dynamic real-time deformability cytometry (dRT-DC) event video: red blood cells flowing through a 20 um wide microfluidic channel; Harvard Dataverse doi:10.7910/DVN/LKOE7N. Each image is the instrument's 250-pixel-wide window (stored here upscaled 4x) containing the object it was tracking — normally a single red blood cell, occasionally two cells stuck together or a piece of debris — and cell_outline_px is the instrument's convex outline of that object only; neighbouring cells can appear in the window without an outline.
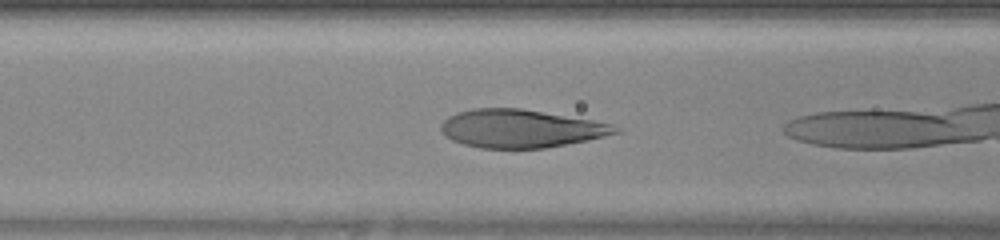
{"species": "human", "species_latin": "Homo sapiens", "temperature_condition": "warm", "stored_images_in_passage": 13, "camera_frame_rate_fps": 3000, "um_per_image_px": 0.085, "donor": {"sex": "female"}, "frame": {"image": 1, "passage_image": 3, "time_ms": 0.667, "image_size_px": [1000, 240], "cell_outline_px": [[620, 132], [588, 140], [544, 148], [480, 148], [464, 144], [452, 140], [444, 136], [440, 128], [440, 124], [448, 116], [456, 112], [472, 108], [520, 108], [592, 120], [612, 124], [620, 128]], "centroid_in_image_um": [44.22, 10.92], "position_along_channel_um": 122.4, "area_um2": 38.73}}